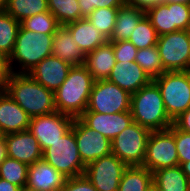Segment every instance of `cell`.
Returning a JSON list of instances; mask_svg holds the SVG:
<instances>
[{
    "label": "cell",
    "mask_w": 190,
    "mask_h": 191,
    "mask_svg": "<svg viewBox=\"0 0 190 191\" xmlns=\"http://www.w3.org/2000/svg\"><path fill=\"white\" fill-rule=\"evenodd\" d=\"M94 79L83 66H72L63 84L54 93L56 110L79 118L87 108Z\"/></svg>",
    "instance_id": "cell-2"
},
{
    "label": "cell",
    "mask_w": 190,
    "mask_h": 191,
    "mask_svg": "<svg viewBox=\"0 0 190 191\" xmlns=\"http://www.w3.org/2000/svg\"><path fill=\"white\" fill-rule=\"evenodd\" d=\"M158 36L178 30L190 31V4L160 3L146 11Z\"/></svg>",
    "instance_id": "cell-11"
},
{
    "label": "cell",
    "mask_w": 190,
    "mask_h": 191,
    "mask_svg": "<svg viewBox=\"0 0 190 191\" xmlns=\"http://www.w3.org/2000/svg\"><path fill=\"white\" fill-rule=\"evenodd\" d=\"M7 0H0V12H4L6 9Z\"/></svg>",
    "instance_id": "cell-46"
},
{
    "label": "cell",
    "mask_w": 190,
    "mask_h": 191,
    "mask_svg": "<svg viewBox=\"0 0 190 191\" xmlns=\"http://www.w3.org/2000/svg\"><path fill=\"white\" fill-rule=\"evenodd\" d=\"M79 118L89 128L100 132L110 141L133 123V117L130 111L113 114L84 111Z\"/></svg>",
    "instance_id": "cell-16"
},
{
    "label": "cell",
    "mask_w": 190,
    "mask_h": 191,
    "mask_svg": "<svg viewBox=\"0 0 190 191\" xmlns=\"http://www.w3.org/2000/svg\"><path fill=\"white\" fill-rule=\"evenodd\" d=\"M135 62L152 80L166 72L163 68L157 45L144 49H138Z\"/></svg>",
    "instance_id": "cell-30"
},
{
    "label": "cell",
    "mask_w": 190,
    "mask_h": 191,
    "mask_svg": "<svg viewBox=\"0 0 190 191\" xmlns=\"http://www.w3.org/2000/svg\"><path fill=\"white\" fill-rule=\"evenodd\" d=\"M176 149L179 157V165L190 161V133L179 130L173 124Z\"/></svg>",
    "instance_id": "cell-36"
},
{
    "label": "cell",
    "mask_w": 190,
    "mask_h": 191,
    "mask_svg": "<svg viewBox=\"0 0 190 191\" xmlns=\"http://www.w3.org/2000/svg\"><path fill=\"white\" fill-rule=\"evenodd\" d=\"M66 177L43 159L28 167L26 186L36 191H60Z\"/></svg>",
    "instance_id": "cell-19"
},
{
    "label": "cell",
    "mask_w": 190,
    "mask_h": 191,
    "mask_svg": "<svg viewBox=\"0 0 190 191\" xmlns=\"http://www.w3.org/2000/svg\"><path fill=\"white\" fill-rule=\"evenodd\" d=\"M10 74L8 68V59L0 54V88L5 91L8 76Z\"/></svg>",
    "instance_id": "cell-40"
},
{
    "label": "cell",
    "mask_w": 190,
    "mask_h": 191,
    "mask_svg": "<svg viewBox=\"0 0 190 191\" xmlns=\"http://www.w3.org/2000/svg\"><path fill=\"white\" fill-rule=\"evenodd\" d=\"M150 132L136 122L131 123L111 140V152L127 166H143Z\"/></svg>",
    "instance_id": "cell-8"
},
{
    "label": "cell",
    "mask_w": 190,
    "mask_h": 191,
    "mask_svg": "<svg viewBox=\"0 0 190 191\" xmlns=\"http://www.w3.org/2000/svg\"><path fill=\"white\" fill-rule=\"evenodd\" d=\"M115 63L113 45L110 41H107L85 55L83 66L96 81L108 79Z\"/></svg>",
    "instance_id": "cell-21"
},
{
    "label": "cell",
    "mask_w": 190,
    "mask_h": 191,
    "mask_svg": "<svg viewBox=\"0 0 190 191\" xmlns=\"http://www.w3.org/2000/svg\"><path fill=\"white\" fill-rule=\"evenodd\" d=\"M131 94L106 80L94 81L85 111L113 114L130 111Z\"/></svg>",
    "instance_id": "cell-10"
},
{
    "label": "cell",
    "mask_w": 190,
    "mask_h": 191,
    "mask_svg": "<svg viewBox=\"0 0 190 191\" xmlns=\"http://www.w3.org/2000/svg\"><path fill=\"white\" fill-rule=\"evenodd\" d=\"M186 3V4H190V0H164V3Z\"/></svg>",
    "instance_id": "cell-45"
},
{
    "label": "cell",
    "mask_w": 190,
    "mask_h": 191,
    "mask_svg": "<svg viewBox=\"0 0 190 191\" xmlns=\"http://www.w3.org/2000/svg\"><path fill=\"white\" fill-rule=\"evenodd\" d=\"M153 173L143 166H128L123 172L118 191H148Z\"/></svg>",
    "instance_id": "cell-26"
},
{
    "label": "cell",
    "mask_w": 190,
    "mask_h": 191,
    "mask_svg": "<svg viewBox=\"0 0 190 191\" xmlns=\"http://www.w3.org/2000/svg\"><path fill=\"white\" fill-rule=\"evenodd\" d=\"M28 167L27 164L7 156L0 164V178L22 188L27 183Z\"/></svg>",
    "instance_id": "cell-31"
},
{
    "label": "cell",
    "mask_w": 190,
    "mask_h": 191,
    "mask_svg": "<svg viewBox=\"0 0 190 191\" xmlns=\"http://www.w3.org/2000/svg\"><path fill=\"white\" fill-rule=\"evenodd\" d=\"M119 8H100L92 11L87 19L95 26V29L109 40L116 23V15Z\"/></svg>",
    "instance_id": "cell-33"
},
{
    "label": "cell",
    "mask_w": 190,
    "mask_h": 191,
    "mask_svg": "<svg viewBox=\"0 0 190 191\" xmlns=\"http://www.w3.org/2000/svg\"><path fill=\"white\" fill-rule=\"evenodd\" d=\"M42 159L66 178L84 175L86 166L80 158L73 129L46 148Z\"/></svg>",
    "instance_id": "cell-6"
},
{
    "label": "cell",
    "mask_w": 190,
    "mask_h": 191,
    "mask_svg": "<svg viewBox=\"0 0 190 191\" xmlns=\"http://www.w3.org/2000/svg\"><path fill=\"white\" fill-rule=\"evenodd\" d=\"M0 191H20V187L0 178Z\"/></svg>",
    "instance_id": "cell-42"
},
{
    "label": "cell",
    "mask_w": 190,
    "mask_h": 191,
    "mask_svg": "<svg viewBox=\"0 0 190 191\" xmlns=\"http://www.w3.org/2000/svg\"><path fill=\"white\" fill-rule=\"evenodd\" d=\"M28 114L6 93L0 94V131L3 135L28 130Z\"/></svg>",
    "instance_id": "cell-20"
},
{
    "label": "cell",
    "mask_w": 190,
    "mask_h": 191,
    "mask_svg": "<svg viewBox=\"0 0 190 191\" xmlns=\"http://www.w3.org/2000/svg\"><path fill=\"white\" fill-rule=\"evenodd\" d=\"M148 191H162L156 184L152 183L149 188Z\"/></svg>",
    "instance_id": "cell-47"
},
{
    "label": "cell",
    "mask_w": 190,
    "mask_h": 191,
    "mask_svg": "<svg viewBox=\"0 0 190 191\" xmlns=\"http://www.w3.org/2000/svg\"><path fill=\"white\" fill-rule=\"evenodd\" d=\"M65 26L72 34L74 43L85 55L108 41L87 18H81Z\"/></svg>",
    "instance_id": "cell-23"
},
{
    "label": "cell",
    "mask_w": 190,
    "mask_h": 191,
    "mask_svg": "<svg viewBox=\"0 0 190 191\" xmlns=\"http://www.w3.org/2000/svg\"><path fill=\"white\" fill-rule=\"evenodd\" d=\"M158 35L150 20L145 16L137 24L128 41L137 49H144L157 45Z\"/></svg>",
    "instance_id": "cell-34"
},
{
    "label": "cell",
    "mask_w": 190,
    "mask_h": 191,
    "mask_svg": "<svg viewBox=\"0 0 190 191\" xmlns=\"http://www.w3.org/2000/svg\"><path fill=\"white\" fill-rule=\"evenodd\" d=\"M130 112L133 122L150 131L169 129L173 125L166 113L161 91L153 80L131 94Z\"/></svg>",
    "instance_id": "cell-3"
},
{
    "label": "cell",
    "mask_w": 190,
    "mask_h": 191,
    "mask_svg": "<svg viewBox=\"0 0 190 191\" xmlns=\"http://www.w3.org/2000/svg\"><path fill=\"white\" fill-rule=\"evenodd\" d=\"M72 129L85 166L111 153V141L100 132L89 128L80 118L74 119Z\"/></svg>",
    "instance_id": "cell-14"
},
{
    "label": "cell",
    "mask_w": 190,
    "mask_h": 191,
    "mask_svg": "<svg viewBox=\"0 0 190 191\" xmlns=\"http://www.w3.org/2000/svg\"><path fill=\"white\" fill-rule=\"evenodd\" d=\"M146 16V12L128 3H124L117 12L110 42L129 40L132 32L140 21Z\"/></svg>",
    "instance_id": "cell-24"
},
{
    "label": "cell",
    "mask_w": 190,
    "mask_h": 191,
    "mask_svg": "<svg viewBox=\"0 0 190 191\" xmlns=\"http://www.w3.org/2000/svg\"><path fill=\"white\" fill-rule=\"evenodd\" d=\"M80 6L81 15L87 18L95 9L120 8L126 0H77Z\"/></svg>",
    "instance_id": "cell-35"
},
{
    "label": "cell",
    "mask_w": 190,
    "mask_h": 191,
    "mask_svg": "<svg viewBox=\"0 0 190 191\" xmlns=\"http://www.w3.org/2000/svg\"><path fill=\"white\" fill-rule=\"evenodd\" d=\"M50 13L60 25H66L84 18L77 0H47Z\"/></svg>",
    "instance_id": "cell-29"
},
{
    "label": "cell",
    "mask_w": 190,
    "mask_h": 191,
    "mask_svg": "<svg viewBox=\"0 0 190 191\" xmlns=\"http://www.w3.org/2000/svg\"><path fill=\"white\" fill-rule=\"evenodd\" d=\"M153 81L161 91L166 113L172 121L190 108V71L164 72Z\"/></svg>",
    "instance_id": "cell-5"
},
{
    "label": "cell",
    "mask_w": 190,
    "mask_h": 191,
    "mask_svg": "<svg viewBox=\"0 0 190 191\" xmlns=\"http://www.w3.org/2000/svg\"><path fill=\"white\" fill-rule=\"evenodd\" d=\"M127 167L111 152L88 164L84 175L98 191H118L120 180Z\"/></svg>",
    "instance_id": "cell-12"
},
{
    "label": "cell",
    "mask_w": 190,
    "mask_h": 191,
    "mask_svg": "<svg viewBox=\"0 0 190 191\" xmlns=\"http://www.w3.org/2000/svg\"><path fill=\"white\" fill-rule=\"evenodd\" d=\"M179 165V157L173 135V125L169 129L151 131L146 144L143 167L151 172Z\"/></svg>",
    "instance_id": "cell-9"
},
{
    "label": "cell",
    "mask_w": 190,
    "mask_h": 191,
    "mask_svg": "<svg viewBox=\"0 0 190 191\" xmlns=\"http://www.w3.org/2000/svg\"><path fill=\"white\" fill-rule=\"evenodd\" d=\"M116 62H133L138 49L130 41L111 42Z\"/></svg>",
    "instance_id": "cell-37"
},
{
    "label": "cell",
    "mask_w": 190,
    "mask_h": 191,
    "mask_svg": "<svg viewBox=\"0 0 190 191\" xmlns=\"http://www.w3.org/2000/svg\"><path fill=\"white\" fill-rule=\"evenodd\" d=\"M5 91L30 118L57 111L54 92L42 86L28 74L10 72Z\"/></svg>",
    "instance_id": "cell-1"
},
{
    "label": "cell",
    "mask_w": 190,
    "mask_h": 191,
    "mask_svg": "<svg viewBox=\"0 0 190 191\" xmlns=\"http://www.w3.org/2000/svg\"><path fill=\"white\" fill-rule=\"evenodd\" d=\"M157 49L166 72L190 71V31L158 36Z\"/></svg>",
    "instance_id": "cell-7"
},
{
    "label": "cell",
    "mask_w": 190,
    "mask_h": 191,
    "mask_svg": "<svg viewBox=\"0 0 190 191\" xmlns=\"http://www.w3.org/2000/svg\"><path fill=\"white\" fill-rule=\"evenodd\" d=\"M20 22L6 11L0 12V54L7 59L13 53Z\"/></svg>",
    "instance_id": "cell-27"
},
{
    "label": "cell",
    "mask_w": 190,
    "mask_h": 191,
    "mask_svg": "<svg viewBox=\"0 0 190 191\" xmlns=\"http://www.w3.org/2000/svg\"><path fill=\"white\" fill-rule=\"evenodd\" d=\"M173 124L181 131L190 133V108L177 117Z\"/></svg>",
    "instance_id": "cell-39"
},
{
    "label": "cell",
    "mask_w": 190,
    "mask_h": 191,
    "mask_svg": "<svg viewBox=\"0 0 190 191\" xmlns=\"http://www.w3.org/2000/svg\"><path fill=\"white\" fill-rule=\"evenodd\" d=\"M20 191H36V190L31 189V188H29L27 186H24V187L20 188Z\"/></svg>",
    "instance_id": "cell-48"
},
{
    "label": "cell",
    "mask_w": 190,
    "mask_h": 191,
    "mask_svg": "<svg viewBox=\"0 0 190 191\" xmlns=\"http://www.w3.org/2000/svg\"><path fill=\"white\" fill-rule=\"evenodd\" d=\"M52 55L71 66H81L85 61V54L74 43L72 34L65 25H61L53 35Z\"/></svg>",
    "instance_id": "cell-22"
},
{
    "label": "cell",
    "mask_w": 190,
    "mask_h": 191,
    "mask_svg": "<svg viewBox=\"0 0 190 191\" xmlns=\"http://www.w3.org/2000/svg\"><path fill=\"white\" fill-rule=\"evenodd\" d=\"M5 11L18 22L49 11L47 0H7Z\"/></svg>",
    "instance_id": "cell-28"
},
{
    "label": "cell",
    "mask_w": 190,
    "mask_h": 191,
    "mask_svg": "<svg viewBox=\"0 0 190 191\" xmlns=\"http://www.w3.org/2000/svg\"><path fill=\"white\" fill-rule=\"evenodd\" d=\"M153 173V183L162 191H190V180L180 165L159 169Z\"/></svg>",
    "instance_id": "cell-25"
},
{
    "label": "cell",
    "mask_w": 190,
    "mask_h": 191,
    "mask_svg": "<svg viewBox=\"0 0 190 191\" xmlns=\"http://www.w3.org/2000/svg\"><path fill=\"white\" fill-rule=\"evenodd\" d=\"M7 156L28 166L42 159L38 140L29 130L4 135Z\"/></svg>",
    "instance_id": "cell-15"
},
{
    "label": "cell",
    "mask_w": 190,
    "mask_h": 191,
    "mask_svg": "<svg viewBox=\"0 0 190 191\" xmlns=\"http://www.w3.org/2000/svg\"><path fill=\"white\" fill-rule=\"evenodd\" d=\"M73 117L58 111L30 119L29 131L38 140L42 152L72 129Z\"/></svg>",
    "instance_id": "cell-13"
},
{
    "label": "cell",
    "mask_w": 190,
    "mask_h": 191,
    "mask_svg": "<svg viewBox=\"0 0 190 191\" xmlns=\"http://www.w3.org/2000/svg\"><path fill=\"white\" fill-rule=\"evenodd\" d=\"M7 157V152H6V145L4 142V135L0 131V164L5 160Z\"/></svg>",
    "instance_id": "cell-43"
},
{
    "label": "cell",
    "mask_w": 190,
    "mask_h": 191,
    "mask_svg": "<svg viewBox=\"0 0 190 191\" xmlns=\"http://www.w3.org/2000/svg\"><path fill=\"white\" fill-rule=\"evenodd\" d=\"M162 2L164 3V0H126V3L129 5L139 8L145 12Z\"/></svg>",
    "instance_id": "cell-41"
},
{
    "label": "cell",
    "mask_w": 190,
    "mask_h": 191,
    "mask_svg": "<svg viewBox=\"0 0 190 191\" xmlns=\"http://www.w3.org/2000/svg\"><path fill=\"white\" fill-rule=\"evenodd\" d=\"M52 46L53 35L32 32L20 25L13 53L8 58L9 71L16 74L30 73L38 63L52 55ZM14 61L19 65L18 71L13 67Z\"/></svg>",
    "instance_id": "cell-4"
},
{
    "label": "cell",
    "mask_w": 190,
    "mask_h": 191,
    "mask_svg": "<svg viewBox=\"0 0 190 191\" xmlns=\"http://www.w3.org/2000/svg\"><path fill=\"white\" fill-rule=\"evenodd\" d=\"M71 65L53 55L46 57L28 73L35 81L54 93L67 78Z\"/></svg>",
    "instance_id": "cell-17"
},
{
    "label": "cell",
    "mask_w": 190,
    "mask_h": 191,
    "mask_svg": "<svg viewBox=\"0 0 190 191\" xmlns=\"http://www.w3.org/2000/svg\"><path fill=\"white\" fill-rule=\"evenodd\" d=\"M130 94L148 85L152 79L135 62H116L107 79Z\"/></svg>",
    "instance_id": "cell-18"
},
{
    "label": "cell",
    "mask_w": 190,
    "mask_h": 191,
    "mask_svg": "<svg viewBox=\"0 0 190 191\" xmlns=\"http://www.w3.org/2000/svg\"><path fill=\"white\" fill-rule=\"evenodd\" d=\"M60 191H98L85 175L66 178Z\"/></svg>",
    "instance_id": "cell-38"
},
{
    "label": "cell",
    "mask_w": 190,
    "mask_h": 191,
    "mask_svg": "<svg viewBox=\"0 0 190 191\" xmlns=\"http://www.w3.org/2000/svg\"><path fill=\"white\" fill-rule=\"evenodd\" d=\"M180 166L182 168L183 173L190 180V161L184 162Z\"/></svg>",
    "instance_id": "cell-44"
},
{
    "label": "cell",
    "mask_w": 190,
    "mask_h": 191,
    "mask_svg": "<svg viewBox=\"0 0 190 191\" xmlns=\"http://www.w3.org/2000/svg\"><path fill=\"white\" fill-rule=\"evenodd\" d=\"M20 25L26 30L47 35H54L61 26L50 11L26 18L20 22Z\"/></svg>",
    "instance_id": "cell-32"
}]
</instances>
